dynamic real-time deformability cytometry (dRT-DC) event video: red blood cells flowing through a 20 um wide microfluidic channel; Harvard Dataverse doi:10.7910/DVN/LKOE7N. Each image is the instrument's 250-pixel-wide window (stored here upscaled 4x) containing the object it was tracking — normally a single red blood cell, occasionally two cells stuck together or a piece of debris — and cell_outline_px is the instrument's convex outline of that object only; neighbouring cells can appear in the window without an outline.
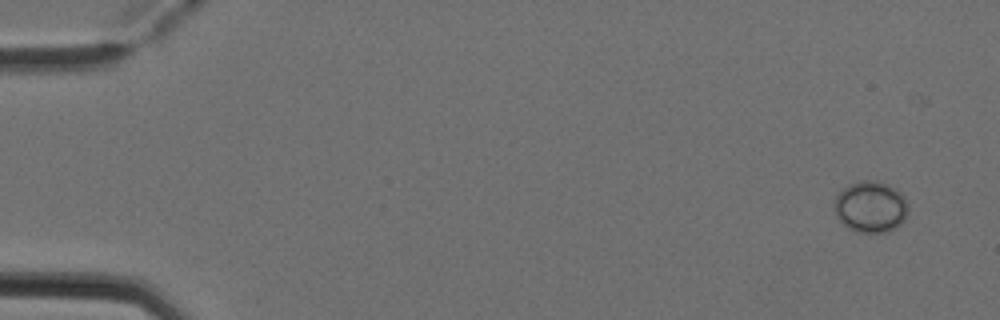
{"species": "Egyptian fruit bat (a non-hibernating species)", "species_latin": "Rousettus aegyptiacus", "temperature_condition": "cold", "stored_images_in_passage": 6, "camera_frame_rate_fps": 3000, "um_per_image_px": 0.085, "animal": {"sex": "female"}, "frame": {"image": 1, "passage_image": 1, "time_ms": 0.0, "image_size_px": [1000, 320], "cell_outline_px": [[908, 212], [904, 220], [896, 228], [888, 232], [856, 232], [848, 228], [836, 216], [836, 196], [848, 184], [860, 180], [876, 180], [896, 188], [904, 196], [908, 204]], "centroid_in_image_um": [74.04, 17.57], "position_along_channel_um": 11.0, "area_um2": 22.14}}
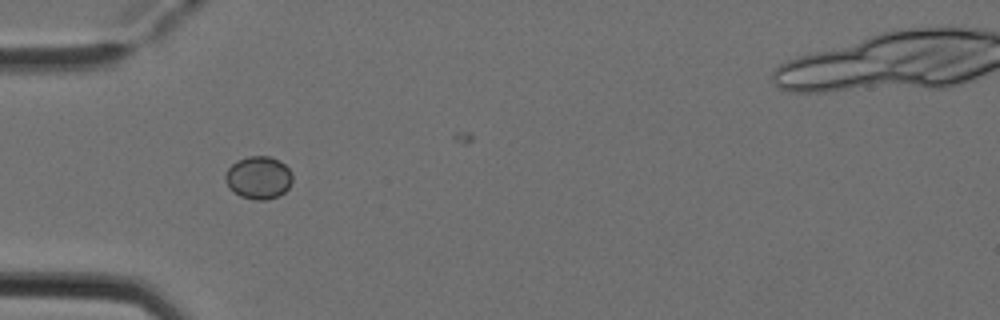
{"frame": {"image": 2, "passage_image": 5, "time_ms": 1.333, "image_size_px": [1000, 320], "cell_outline_px": [[292, 184], [284, 192], [276, 196], [264, 200], [256, 200], [240, 196], [232, 192], [228, 188], [224, 180], [224, 176], [228, 168], [232, 164], [248, 156], [268, 156], [284, 164], [288, 168], [292, 176]], "centroid_in_image_um": [21.94, 15.11], "position_along_channel_um": 63.1, "area_um2": 16.65}}
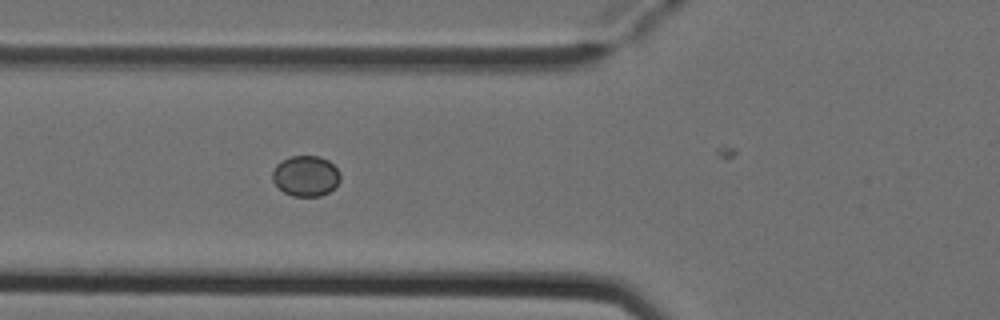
{"frame": {"image": 3, "passage_image": 6, "time_ms": 1.667, "image_size_px": [1000, 320], "cell_outline_px": [[340, 180], [328, 192], [320, 196], [292, 196], [284, 192], [272, 180], [272, 172], [276, 164], [288, 156], [320, 156], [328, 160], [340, 172]], "centroid_in_image_um": [25.97, 14.94], "position_along_channel_um": 99.8, "area_um2": 16.01}}